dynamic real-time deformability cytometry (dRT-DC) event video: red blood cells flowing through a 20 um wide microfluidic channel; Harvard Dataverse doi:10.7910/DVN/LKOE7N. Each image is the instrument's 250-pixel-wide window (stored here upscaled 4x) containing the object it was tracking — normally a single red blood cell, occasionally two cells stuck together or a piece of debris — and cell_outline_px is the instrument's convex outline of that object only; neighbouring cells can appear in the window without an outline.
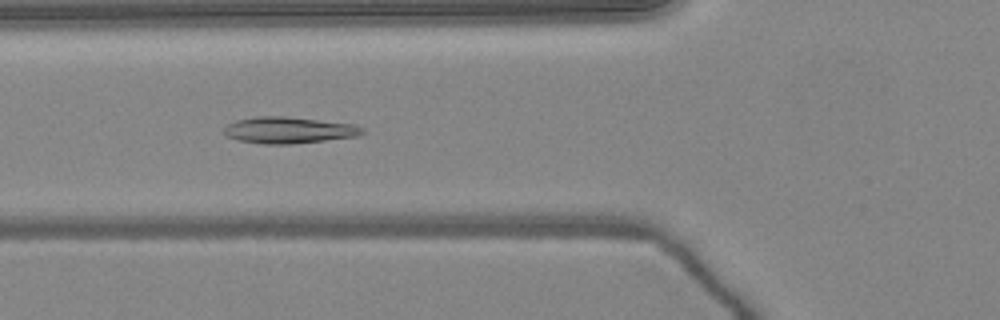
{"species": "common noctule bat (a hibernating species)", "species_latin": "Nyctalus noctula", "temperature_condition": "warm", "stored_images_in_passage": 49, "camera_frame_rate_fps": 3000, "um_per_image_px": 0.085, "animal": {"sex": "female", "body_mass_g": 24.6, "forearm_length_mm": 56.2}, "frame": {"image": 1, "passage_image": 17, "time_ms": 5.333, "image_size_px": [1000, 320], "cell_outline_px": [[364, 132], [360, 136], [288, 144], [260, 144], [236, 140], [228, 136], [224, 132], [224, 128], [228, 124], [236, 120], [256, 116], [284, 116], [356, 124], [364, 128]], "centroid_in_image_um": [24.55, 11.06], "position_along_channel_um": 101.2, "area_um2": 21.39}}
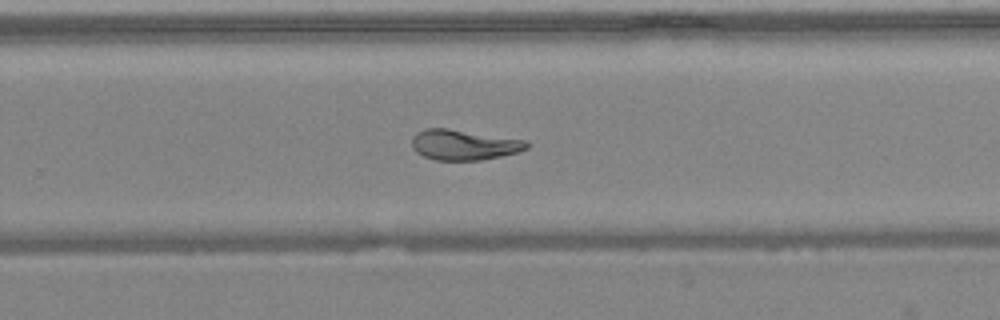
{"frame": {"image": 2, "passage_image": 31, "time_ms": 10.0, "image_size_px": [1000, 320], "cell_outline_px": [[528, 148], [516, 152], [500, 156], [480, 160], [436, 160], [424, 156], [416, 152], [412, 148], [412, 136], [416, 132], [424, 128], [448, 128], [528, 140]], "centroid_in_image_um": [39.4, 12.29], "position_along_channel_um": 290.4, "area_um2": 20.4}}
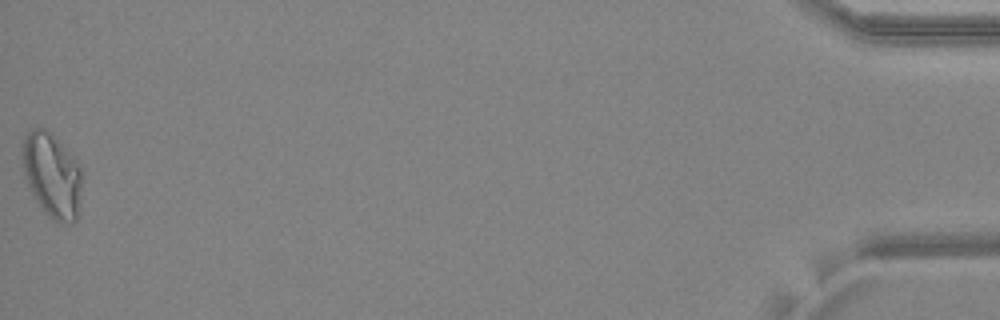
{"frame": {"image": 3, "passage_image": 49, "time_ms": 16.0, "image_size_px": [1000, 320], "cell_outline_px": [[80, 184], [76, 220], [72, 224], [60, 224], [52, 220], [48, 216], [36, 200], [24, 176], [20, 160], [20, 152], [24, 136], [32, 128], [44, 128], [56, 136], [76, 160], [80, 168]], "centroid_in_image_um": [4.36, 14.86], "position_along_channel_um": 430.8, "area_um2": 29.54}, "authors_computed_cell_mechanics": {"area_um2": 22.1952, "velocity_mm_per_s": 4.0607, "shape_relaxation_time_tau1_ms": 7.5499, "shape_relaxation_time_tau2_ms": 2.5823, "deformation_change_tau1": 0.2393, "deformation_change_tau2": 0.0763}}